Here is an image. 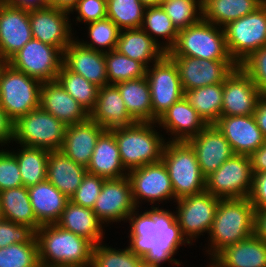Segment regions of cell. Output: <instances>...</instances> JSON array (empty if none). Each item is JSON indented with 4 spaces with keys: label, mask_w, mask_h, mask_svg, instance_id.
Returning <instances> with one entry per match:
<instances>
[{
    "label": "cell",
    "mask_w": 266,
    "mask_h": 267,
    "mask_svg": "<svg viewBox=\"0 0 266 267\" xmlns=\"http://www.w3.org/2000/svg\"><path fill=\"white\" fill-rule=\"evenodd\" d=\"M87 168L75 163L62 151H50L47 161L46 180L69 199L81 185Z\"/></svg>",
    "instance_id": "f546056e"
},
{
    "label": "cell",
    "mask_w": 266,
    "mask_h": 267,
    "mask_svg": "<svg viewBox=\"0 0 266 267\" xmlns=\"http://www.w3.org/2000/svg\"><path fill=\"white\" fill-rule=\"evenodd\" d=\"M29 12L0 2V53L8 61L31 39Z\"/></svg>",
    "instance_id": "44dd1931"
},
{
    "label": "cell",
    "mask_w": 266,
    "mask_h": 267,
    "mask_svg": "<svg viewBox=\"0 0 266 267\" xmlns=\"http://www.w3.org/2000/svg\"><path fill=\"white\" fill-rule=\"evenodd\" d=\"M221 199L204 191L175 201L176 220L181 233L192 246L194 240L211 230L216 210Z\"/></svg>",
    "instance_id": "7c38bea8"
},
{
    "label": "cell",
    "mask_w": 266,
    "mask_h": 267,
    "mask_svg": "<svg viewBox=\"0 0 266 267\" xmlns=\"http://www.w3.org/2000/svg\"><path fill=\"white\" fill-rule=\"evenodd\" d=\"M254 234L266 243V210H255Z\"/></svg>",
    "instance_id": "6f0895ef"
},
{
    "label": "cell",
    "mask_w": 266,
    "mask_h": 267,
    "mask_svg": "<svg viewBox=\"0 0 266 267\" xmlns=\"http://www.w3.org/2000/svg\"><path fill=\"white\" fill-rule=\"evenodd\" d=\"M223 31L228 53L239 65L266 46V2L256 11L226 24Z\"/></svg>",
    "instance_id": "9c48e42d"
},
{
    "label": "cell",
    "mask_w": 266,
    "mask_h": 267,
    "mask_svg": "<svg viewBox=\"0 0 266 267\" xmlns=\"http://www.w3.org/2000/svg\"><path fill=\"white\" fill-rule=\"evenodd\" d=\"M131 184L127 176L117 179H105L101 193L93 206V212L107 226L113 222H127L136 209ZM126 220V221H125Z\"/></svg>",
    "instance_id": "2e32d148"
},
{
    "label": "cell",
    "mask_w": 266,
    "mask_h": 267,
    "mask_svg": "<svg viewBox=\"0 0 266 267\" xmlns=\"http://www.w3.org/2000/svg\"><path fill=\"white\" fill-rule=\"evenodd\" d=\"M151 207L143 212L136 208L128 217L129 249L142 257L145 267H161L164 263L181 265L174 258L182 245H190L181 233L175 212Z\"/></svg>",
    "instance_id": "6da1fadb"
},
{
    "label": "cell",
    "mask_w": 266,
    "mask_h": 267,
    "mask_svg": "<svg viewBox=\"0 0 266 267\" xmlns=\"http://www.w3.org/2000/svg\"><path fill=\"white\" fill-rule=\"evenodd\" d=\"M160 6L177 30L194 25L202 19V0H169Z\"/></svg>",
    "instance_id": "f6af8a7d"
},
{
    "label": "cell",
    "mask_w": 266,
    "mask_h": 267,
    "mask_svg": "<svg viewBox=\"0 0 266 267\" xmlns=\"http://www.w3.org/2000/svg\"><path fill=\"white\" fill-rule=\"evenodd\" d=\"M23 186L16 157L9 149L0 150V191Z\"/></svg>",
    "instance_id": "c3c4849f"
},
{
    "label": "cell",
    "mask_w": 266,
    "mask_h": 267,
    "mask_svg": "<svg viewBox=\"0 0 266 267\" xmlns=\"http://www.w3.org/2000/svg\"><path fill=\"white\" fill-rule=\"evenodd\" d=\"M115 50L146 68L166 55V51L141 28L121 30Z\"/></svg>",
    "instance_id": "1f68e13d"
},
{
    "label": "cell",
    "mask_w": 266,
    "mask_h": 267,
    "mask_svg": "<svg viewBox=\"0 0 266 267\" xmlns=\"http://www.w3.org/2000/svg\"><path fill=\"white\" fill-rule=\"evenodd\" d=\"M184 97L207 125L221 117L223 83L184 91Z\"/></svg>",
    "instance_id": "d590c367"
},
{
    "label": "cell",
    "mask_w": 266,
    "mask_h": 267,
    "mask_svg": "<svg viewBox=\"0 0 266 267\" xmlns=\"http://www.w3.org/2000/svg\"><path fill=\"white\" fill-rule=\"evenodd\" d=\"M194 149L202 174L207 177L235 153L214 124L206 125L187 141Z\"/></svg>",
    "instance_id": "ffe728a7"
},
{
    "label": "cell",
    "mask_w": 266,
    "mask_h": 267,
    "mask_svg": "<svg viewBox=\"0 0 266 267\" xmlns=\"http://www.w3.org/2000/svg\"><path fill=\"white\" fill-rule=\"evenodd\" d=\"M42 83L6 64L0 73V107L16 122L40 107Z\"/></svg>",
    "instance_id": "52a82bcc"
},
{
    "label": "cell",
    "mask_w": 266,
    "mask_h": 267,
    "mask_svg": "<svg viewBox=\"0 0 266 267\" xmlns=\"http://www.w3.org/2000/svg\"><path fill=\"white\" fill-rule=\"evenodd\" d=\"M156 122H135L126 128L112 131L124 168L129 172L138 167L162 160L165 137Z\"/></svg>",
    "instance_id": "277c9868"
},
{
    "label": "cell",
    "mask_w": 266,
    "mask_h": 267,
    "mask_svg": "<svg viewBox=\"0 0 266 267\" xmlns=\"http://www.w3.org/2000/svg\"><path fill=\"white\" fill-rule=\"evenodd\" d=\"M249 200L255 210H266V172L253 173Z\"/></svg>",
    "instance_id": "816d5d0a"
},
{
    "label": "cell",
    "mask_w": 266,
    "mask_h": 267,
    "mask_svg": "<svg viewBox=\"0 0 266 267\" xmlns=\"http://www.w3.org/2000/svg\"><path fill=\"white\" fill-rule=\"evenodd\" d=\"M77 13L75 21L91 23L107 18L106 0H78L70 13Z\"/></svg>",
    "instance_id": "f907efd6"
},
{
    "label": "cell",
    "mask_w": 266,
    "mask_h": 267,
    "mask_svg": "<svg viewBox=\"0 0 266 267\" xmlns=\"http://www.w3.org/2000/svg\"><path fill=\"white\" fill-rule=\"evenodd\" d=\"M141 29L166 52H168L177 41L178 30L172 24L171 19L161 6L145 8ZM160 38L161 40L164 39V41L161 42V40H158Z\"/></svg>",
    "instance_id": "74e56055"
},
{
    "label": "cell",
    "mask_w": 266,
    "mask_h": 267,
    "mask_svg": "<svg viewBox=\"0 0 266 267\" xmlns=\"http://www.w3.org/2000/svg\"><path fill=\"white\" fill-rule=\"evenodd\" d=\"M167 1H169V0H160V4L167 2Z\"/></svg>",
    "instance_id": "e7e4bbea"
},
{
    "label": "cell",
    "mask_w": 266,
    "mask_h": 267,
    "mask_svg": "<svg viewBox=\"0 0 266 267\" xmlns=\"http://www.w3.org/2000/svg\"><path fill=\"white\" fill-rule=\"evenodd\" d=\"M0 267H41L36 236L29 243L0 248Z\"/></svg>",
    "instance_id": "ee69618b"
},
{
    "label": "cell",
    "mask_w": 266,
    "mask_h": 267,
    "mask_svg": "<svg viewBox=\"0 0 266 267\" xmlns=\"http://www.w3.org/2000/svg\"><path fill=\"white\" fill-rule=\"evenodd\" d=\"M127 177L131 184L133 200L137 208L142 206L141 202L143 200L150 202L151 207H156L157 203L160 204L163 201L167 203V200L173 202L177 200L168 170L162 160L132 169L128 172Z\"/></svg>",
    "instance_id": "4fadbf2b"
},
{
    "label": "cell",
    "mask_w": 266,
    "mask_h": 267,
    "mask_svg": "<svg viewBox=\"0 0 266 267\" xmlns=\"http://www.w3.org/2000/svg\"><path fill=\"white\" fill-rule=\"evenodd\" d=\"M8 62H7V60L1 55V53H0V73H1V71H2V69H3V67L7 64Z\"/></svg>",
    "instance_id": "94428289"
},
{
    "label": "cell",
    "mask_w": 266,
    "mask_h": 267,
    "mask_svg": "<svg viewBox=\"0 0 266 267\" xmlns=\"http://www.w3.org/2000/svg\"><path fill=\"white\" fill-rule=\"evenodd\" d=\"M239 66L250 76L261 95H266V46L251 53Z\"/></svg>",
    "instance_id": "7dc6e473"
},
{
    "label": "cell",
    "mask_w": 266,
    "mask_h": 267,
    "mask_svg": "<svg viewBox=\"0 0 266 267\" xmlns=\"http://www.w3.org/2000/svg\"><path fill=\"white\" fill-rule=\"evenodd\" d=\"M41 267H91L94 244L57 224L36 231Z\"/></svg>",
    "instance_id": "7a4b0ae2"
},
{
    "label": "cell",
    "mask_w": 266,
    "mask_h": 267,
    "mask_svg": "<svg viewBox=\"0 0 266 267\" xmlns=\"http://www.w3.org/2000/svg\"><path fill=\"white\" fill-rule=\"evenodd\" d=\"M14 122L8 117L7 113L0 107V148L13 143ZM9 143V144H8ZM6 145V146H5Z\"/></svg>",
    "instance_id": "f5cc1de1"
},
{
    "label": "cell",
    "mask_w": 266,
    "mask_h": 267,
    "mask_svg": "<svg viewBox=\"0 0 266 267\" xmlns=\"http://www.w3.org/2000/svg\"><path fill=\"white\" fill-rule=\"evenodd\" d=\"M266 0H202V19L224 27L256 11Z\"/></svg>",
    "instance_id": "d6a6232c"
},
{
    "label": "cell",
    "mask_w": 266,
    "mask_h": 267,
    "mask_svg": "<svg viewBox=\"0 0 266 267\" xmlns=\"http://www.w3.org/2000/svg\"><path fill=\"white\" fill-rule=\"evenodd\" d=\"M167 56H188L214 61H234L227 50L223 27L201 19L198 23L178 30L175 45Z\"/></svg>",
    "instance_id": "8992f818"
},
{
    "label": "cell",
    "mask_w": 266,
    "mask_h": 267,
    "mask_svg": "<svg viewBox=\"0 0 266 267\" xmlns=\"http://www.w3.org/2000/svg\"><path fill=\"white\" fill-rule=\"evenodd\" d=\"M7 62L14 69L44 83L57 79L63 65V52L32 38Z\"/></svg>",
    "instance_id": "8fae6325"
},
{
    "label": "cell",
    "mask_w": 266,
    "mask_h": 267,
    "mask_svg": "<svg viewBox=\"0 0 266 267\" xmlns=\"http://www.w3.org/2000/svg\"><path fill=\"white\" fill-rule=\"evenodd\" d=\"M212 259L221 267H266V243L253 234L222 249Z\"/></svg>",
    "instance_id": "4dcf8cb0"
},
{
    "label": "cell",
    "mask_w": 266,
    "mask_h": 267,
    "mask_svg": "<svg viewBox=\"0 0 266 267\" xmlns=\"http://www.w3.org/2000/svg\"><path fill=\"white\" fill-rule=\"evenodd\" d=\"M145 7L160 6V0H139Z\"/></svg>",
    "instance_id": "91938a15"
},
{
    "label": "cell",
    "mask_w": 266,
    "mask_h": 267,
    "mask_svg": "<svg viewBox=\"0 0 266 267\" xmlns=\"http://www.w3.org/2000/svg\"><path fill=\"white\" fill-rule=\"evenodd\" d=\"M105 62L108 85L146 76L147 68L142 63L120 54L117 50L106 52Z\"/></svg>",
    "instance_id": "60d3db41"
},
{
    "label": "cell",
    "mask_w": 266,
    "mask_h": 267,
    "mask_svg": "<svg viewBox=\"0 0 266 267\" xmlns=\"http://www.w3.org/2000/svg\"><path fill=\"white\" fill-rule=\"evenodd\" d=\"M104 128L90 118L66 127L64 142L60 151L75 163L87 168L96 142Z\"/></svg>",
    "instance_id": "484cf974"
},
{
    "label": "cell",
    "mask_w": 266,
    "mask_h": 267,
    "mask_svg": "<svg viewBox=\"0 0 266 267\" xmlns=\"http://www.w3.org/2000/svg\"><path fill=\"white\" fill-rule=\"evenodd\" d=\"M156 123L158 128L170 133L167 141H188L207 125L184 96L164 112Z\"/></svg>",
    "instance_id": "d4e9b609"
},
{
    "label": "cell",
    "mask_w": 266,
    "mask_h": 267,
    "mask_svg": "<svg viewBox=\"0 0 266 267\" xmlns=\"http://www.w3.org/2000/svg\"><path fill=\"white\" fill-rule=\"evenodd\" d=\"M3 219L2 212H1V206H0V220Z\"/></svg>",
    "instance_id": "be15d7a7"
},
{
    "label": "cell",
    "mask_w": 266,
    "mask_h": 267,
    "mask_svg": "<svg viewBox=\"0 0 266 267\" xmlns=\"http://www.w3.org/2000/svg\"><path fill=\"white\" fill-rule=\"evenodd\" d=\"M89 118L104 128V131L123 129L136 121L127 112L119 89L114 84L99 88L98 97Z\"/></svg>",
    "instance_id": "7402d4cb"
},
{
    "label": "cell",
    "mask_w": 266,
    "mask_h": 267,
    "mask_svg": "<svg viewBox=\"0 0 266 267\" xmlns=\"http://www.w3.org/2000/svg\"><path fill=\"white\" fill-rule=\"evenodd\" d=\"M253 115L257 126L266 138V95L260 96Z\"/></svg>",
    "instance_id": "9f6ffc18"
},
{
    "label": "cell",
    "mask_w": 266,
    "mask_h": 267,
    "mask_svg": "<svg viewBox=\"0 0 266 267\" xmlns=\"http://www.w3.org/2000/svg\"><path fill=\"white\" fill-rule=\"evenodd\" d=\"M214 125L235 154L250 156L266 141L254 115L221 116Z\"/></svg>",
    "instance_id": "d6986e66"
},
{
    "label": "cell",
    "mask_w": 266,
    "mask_h": 267,
    "mask_svg": "<svg viewBox=\"0 0 266 267\" xmlns=\"http://www.w3.org/2000/svg\"><path fill=\"white\" fill-rule=\"evenodd\" d=\"M104 181L105 178L87 172L70 201L79 206L93 208L101 193Z\"/></svg>",
    "instance_id": "bcb514c9"
},
{
    "label": "cell",
    "mask_w": 266,
    "mask_h": 267,
    "mask_svg": "<svg viewBox=\"0 0 266 267\" xmlns=\"http://www.w3.org/2000/svg\"><path fill=\"white\" fill-rule=\"evenodd\" d=\"M114 85L119 89L127 112L136 122H153L150 87L146 77Z\"/></svg>",
    "instance_id": "836d02e7"
},
{
    "label": "cell",
    "mask_w": 266,
    "mask_h": 267,
    "mask_svg": "<svg viewBox=\"0 0 266 267\" xmlns=\"http://www.w3.org/2000/svg\"><path fill=\"white\" fill-rule=\"evenodd\" d=\"M64 230L82 236L94 245L104 242L105 226L92 208L76 205L69 201L56 222Z\"/></svg>",
    "instance_id": "f1b7e54d"
},
{
    "label": "cell",
    "mask_w": 266,
    "mask_h": 267,
    "mask_svg": "<svg viewBox=\"0 0 266 267\" xmlns=\"http://www.w3.org/2000/svg\"><path fill=\"white\" fill-rule=\"evenodd\" d=\"M253 181L250 158L234 154L205 179L206 191L220 199L249 198Z\"/></svg>",
    "instance_id": "30bf717a"
},
{
    "label": "cell",
    "mask_w": 266,
    "mask_h": 267,
    "mask_svg": "<svg viewBox=\"0 0 266 267\" xmlns=\"http://www.w3.org/2000/svg\"><path fill=\"white\" fill-rule=\"evenodd\" d=\"M66 127L59 119L39 107L14 122L13 141L27 147L60 150Z\"/></svg>",
    "instance_id": "ba28073f"
},
{
    "label": "cell",
    "mask_w": 266,
    "mask_h": 267,
    "mask_svg": "<svg viewBox=\"0 0 266 267\" xmlns=\"http://www.w3.org/2000/svg\"><path fill=\"white\" fill-rule=\"evenodd\" d=\"M149 83L153 122L184 96L178 70L174 62L165 55L146 70Z\"/></svg>",
    "instance_id": "5bb4252c"
},
{
    "label": "cell",
    "mask_w": 266,
    "mask_h": 267,
    "mask_svg": "<svg viewBox=\"0 0 266 267\" xmlns=\"http://www.w3.org/2000/svg\"><path fill=\"white\" fill-rule=\"evenodd\" d=\"M145 8L139 0H106L107 18L121 30L141 28Z\"/></svg>",
    "instance_id": "b9f144b4"
},
{
    "label": "cell",
    "mask_w": 266,
    "mask_h": 267,
    "mask_svg": "<svg viewBox=\"0 0 266 267\" xmlns=\"http://www.w3.org/2000/svg\"><path fill=\"white\" fill-rule=\"evenodd\" d=\"M85 25H88L87 37L91 41H80L78 36L75 38L83 47L104 53L116 49L121 29L111 19L105 18Z\"/></svg>",
    "instance_id": "ab89813d"
},
{
    "label": "cell",
    "mask_w": 266,
    "mask_h": 267,
    "mask_svg": "<svg viewBox=\"0 0 266 267\" xmlns=\"http://www.w3.org/2000/svg\"><path fill=\"white\" fill-rule=\"evenodd\" d=\"M210 259V264L208 265V267H221L214 259L209 258Z\"/></svg>",
    "instance_id": "6125c7cd"
},
{
    "label": "cell",
    "mask_w": 266,
    "mask_h": 267,
    "mask_svg": "<svg viewBox=\"0 0 266 267\" xmlns=\"http://www.w3.org/2000/svg\"><path fill=\"white\" fill-rule=\"evenodd\" d=\"M0 2L28 12L42 10L49 6L47 0H0Z\"/></svg>",
    "instance_id": "db71d44e"
},
{
    "label": "cell",
    "mask_w": 266,
    "mask_h": 267,
    "mask_svg": "<svg viewBox=\"0 0 266 267\" xmlns=\"http://www.w3.org/2000/svg\"><path fill=\"white\" fill-rule=\"evenodd\" d=\"M249 158L253 173L266 172V141Z\"/></svg>",
    "instance_id": "11a10c76"
},
{
    "label": "cell",
    "mask_w": 266,
    "mask_h": 267,
    "mask_svg": "<svg viewBox=\"0 0 266 267\" xmlns=\"http://www.w3.org/2000/svg\"><path fill=\"white\" fill-rule=\"evenodd\" d=\"M176 65L183 91L223 83L238 66L235 61H214L168 56Z\"/></svg>",
    "instance_id": "9a60e30c"
},
{
    "label": "cell",
    "mask_w": 266,
    "mask_h": 267,
    "mask_svg": "<svg viewBox=\"0 0 266 267\" xmlns=\"http://www.w3.org/2000/svg\"><path fill=\"white\" fill-rule=\"evenodd\" d=\"M87 172L105 179L127 176L113 132L103 131L98 137Z\"/></svg>",
    "instance_id": "4316f807"
},
{
    "label": "cell",
    "mask_w": 266,
    "mask_h": 267,
    "mask_svg": "<svg viewBox=\"0 0 266 267\" xmlns=\"http://www.w3.org/2000/svg\"><path fill=\"white\" fill-rule=\"evenodd\" d=\"M261 93L238 65L223 82L221 116L253 115Z\"/></svg>",
    "instance_id": "ac0fdd59"
},
{
    "label": "cell",
    "mask_w": 266,
    "mask_h": 267,
    "mask_svg": "<svg viewBox=\"0 0 266 267\" xmlns=\"http://www.w3.org/2000/svg\"><path fill=\"white\" fill-rule=\"evenodd\" d=\"M56 80L88 113L93 110L100 87L89 82L80 74L70 71L64 64Z\"/></svg>",
    "instance_id": "f35d334b"
},
{
    "label": "cell",
    "mask_w": 266,
    "mask_h": 267,
    "mask_svg": "<svg viewBox=\"0 0 266 267\" xmlns=\"http://www.w3.org/2000/svg\"><path fill=\"white\" fill-rule=\"evenodd\" d=\"M70 12L48 6L29 12L32 36L42 43L59 48L62 52L75 39ZM69 15V16H68Z\"/></svg>",
    "instance_id": "e0dca14e"
},
{
    "label": "cell",
    "mask_w": 266,
    "mask_h": 267,
    "mask_svg": "<svg viewBox=\"0 0 266 267\" xmlns=\"http://www.w3.org/2000/svg\"><path fill=\"white\" fill-rule=\"evenodd\" d=\"M255 209L249 198L221 199L209 232L210 258L227 246L234 245L254 234Z\"/></svg>",
    "instance_id": "3957f363"
},
{
    "label": "cell",
    "mask_w": 266,
    "mask_h": 267,
    "mask_svg": "<svg viewBox=\"0 0 266 267\" xmlns=\"http://www.w3.org/2000/svg\"><path fill=\"white\" fill-rule=\"evenodd\" d=\"M40 107L66 126L84 122L89 118V113L65 91L57 80L42 83Z\"/></svg>",
    "instance_id": "cb8c5ba5"
},
{
    "label": "cell",
    "mask_w": 266,
    "mask_h": 267,
    "mask_svg": "<svg viewBox=\"0 0 266 267\" xmlns=\"http://www.w3.org/2000/svg\"><path fill=\"white\" fill-rule=\"evenodd\" d=\"M104 244L94 245L91 267H145L142 257L133 253L128 246L116 249Z\"/></svg>",
    "instance_id": "7bdbcfd3"
},
{
    "label": "cell",
    "mask_w": 266,
    "mask_h": 267,
    "mask_svg": "<svg viewBox=\"0 0 266 267\" xmlns=\"http://www.w3.org/2000/svg\"><path fill=\"white\" fill-rule=\"evenodd\" d=\"M31 206L40 225L56 224L70 199L48 180L28 187Z\"/></svg>",
    "instance_id": "83f0119b"
},
{
    "label": "cell",
    "mask_w": 266,
    "mask_h": 267,
    "mask_svg": "<svg viewBox=\"0 0 266 267\" xmlns=\"http://www.w3.org/2000/svg\"><path fill=\"white\" fill-rule=\"evenodd\" d=\"M63 64L100 88L108 85L104 52L83 47L74 39L63 52Z\"/></svg>",
    "instance_id": "603a6c76"
},
{
    "label": "cell",
    "mask_w": 266,
    "mask_h": 267,
    "mask_svg": "<svg viewBox=\"0 0 266 267\" xmlns=\"http://www.w3.org/2000/svg\"><path fill=\"white\" fill-rule=\"evenodd\" d=\"M36 236V232L26 226L9 220H0V248L15 243H29Z\"/></svg>",
    "instance_id": "681fc988"
},
{
    "label": "cell",
    "mask_w": 266,
    "mask_h": 267,
    "mask_svg": "<svg viewBox=\"0 0 266 267\" xmlns=\"http://www.w3.org/2000/svg\"><path fill=\"white\" fill-rule=\"evenodd\" d=\"M0 206L3 219L26 225L35 232L41 226L34 215L28 187L20 186L0 191Z\"/></svg>",
    "instance_id": "e575fe53"
},
{
    "label": "cell",
    "mask_w": 266,
    "mask_h": 267,
    "mask_svg": "<svg viewBox=\"0 0 266 267\" xmlns=\"http://www.w3.org/2000/svg\"><path fill=\"white\" fill-rule=\"evenodd\" d=\"M17 150H9L17 159L22 184L30 187L46 180L47 161L50 151L22 146Z\"/></svg>",
    "instance_id": "8d00e7d4"
},
{
    "label": "cell",
    "mask_w": 266,
    "mask_h": 267,
    "mask_svg": "<svg viewBox=\"0 0 266 267\" xmlns=\"http://www.w3.org/2000/svg\"><path fill=\"white\" fill-rule=\"evenodd\" d=\"M162 161L168 170L176 199L206 191V177L187 141H167Z\"/></svg>",
    "instance_id": "5b68a950"
},
{
    "label": "cell",
    "mask_w": 266,
    "mask_h": 267,
    "mask_svg": "<svg viewBox=\"0 0 266 267\" xmlns=\"http://www.w3.org/2000/svg\"><path fill=\"white\" fill-rule=\"evenodd\" d=\"M50 7L71 12L78 0H47Z\"/></svg>",
    "instance_id": "680465c9"
}]
</instances>
